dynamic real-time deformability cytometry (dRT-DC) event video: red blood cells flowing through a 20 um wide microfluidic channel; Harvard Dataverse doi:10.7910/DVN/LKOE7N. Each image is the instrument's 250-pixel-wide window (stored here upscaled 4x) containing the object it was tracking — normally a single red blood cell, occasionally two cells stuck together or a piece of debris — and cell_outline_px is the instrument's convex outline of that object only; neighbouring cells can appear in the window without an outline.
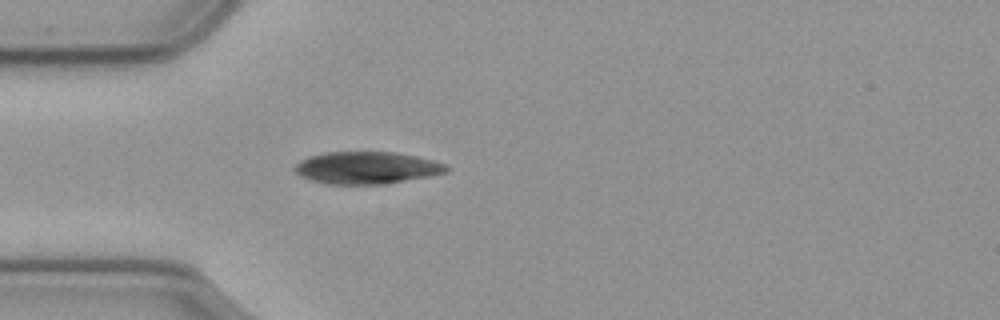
{"species": "common noctule bat (a hibernating species)", "species_latin": "Nyctalus noctula", "temperature_condition": "cold", "stored_images_in_passage": 42, "camera_frame_rate_fps": 3000, "um_per_image_px": 0.085, "animal": {"sex": "male", "body_mass_g": 23.1, "forearm_length_mm": 52.7}, "frame": {"image": 1, "passage_image": 1, "time_ms": 0.0, "image_size_px": [1000, 320], "cell_outline_px": [[448, 172], [432, 176], [384, 184], [324, 184], [300, 176], [292, 168], [300, 160], [312, 156], [328, 152], [396, 152], [416, 156], [448, 164]], "centroid_in_image_um": [31.2, 14.27], "position_along_channel_um": 53.8, "area_um2": 28.55}}
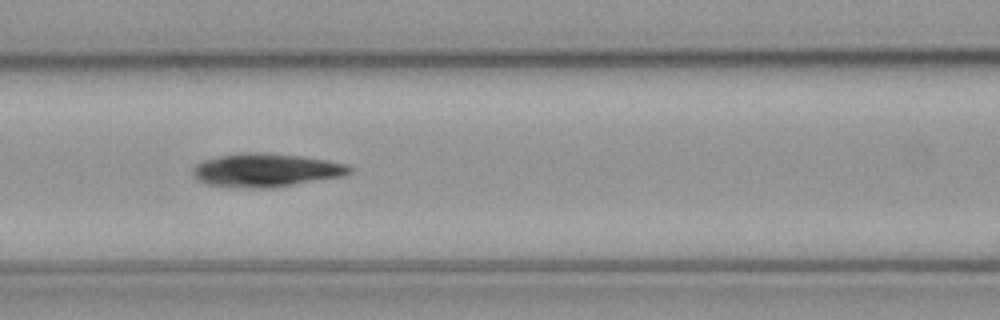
{"frame": {"image": 2, "passage_image": 9, "time_ms": 2.667, "image_size_px": [1000, 320], "cell_outline_px": [[352, 172], [344, 176], [276, 188], [248, 188], [208, 184], [196, 180], [192, 176], [192, 168], [196, 164], [204, 160], [220, 156], [240, 152], [268, 152], [300, 156], [328, 160], [348, 164], [352, 168]], "centroid_in_image_um": [22.63, 14.46], "position_along_channel_um": 144.0, "area_um2": 30.98}}
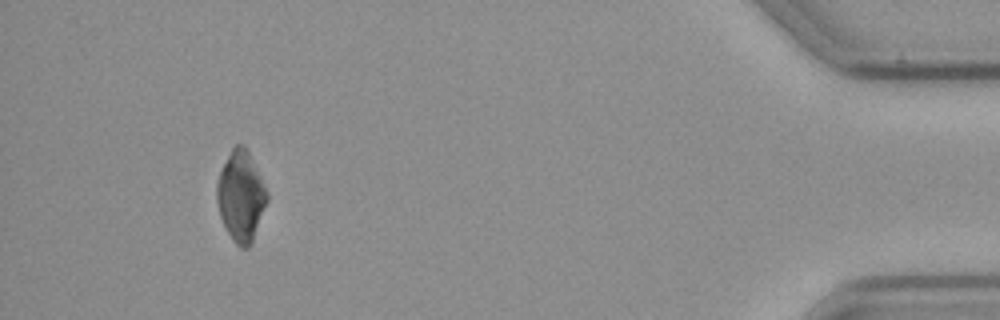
{"frame": {"image": 3, "passage_image": 38, "time_ms": 12.333, "image_size_px": [1000, 320], "cell_outline_px": [[268, 200], [252, 244], [248, 248], [240, 248], [232, 240], [220, 216], [216, 200], [216, 184], [220, 172], [232, 148], [236, 144], [244, 144], [268, 192]], "centroid_in_image_um": [20.48, 16.71], "position_along_channel_um": 414.7, "area_um2": 26.3}}